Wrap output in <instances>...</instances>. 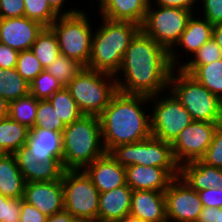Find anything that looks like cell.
<instances>
[{"label":"cell","mask_w":222,"mask_h":222,"mask_svg":"<svg viewBox=\"0 0 222 222\" xmlns=\"http://www.w3.org/2000/svg\"><path fill=\"white\" fill-rule=\"evenodd\" d=\"M172 70L169 52L140 29L131 40L120 70L114 76L117 90L126 94L156 96L168 90ZM119 76L123 77L122 80Z\"/></svg>","instance_id":"6da1fadb"},{"label":"cell","mask_w":222,"mask_h":222,"mask_svg":"<svg viewBox=\"0 0 222 222\" xmlns=\"http://www.w3.org/2000/svg\"><path fill=\"white\" fill-rule=\"evenodd\" d=\"M147 102L149 103L147 96L120 91L114 94L99 115L106 153L117 145L142 141L152 136L150 113L143 108L148 105Z\"/></svg>","instance_id":"7a4b0ae2"},{"label":"cell","mask_w":222,"mask_h":222,"mask_svg":"<svg viewBox=\"0 0 222 222\" xmlns=\"http://www.w3.org/2000/svg\"><path fill=\"white\" fill-rule=\"evenodd\" d=\"M102 23L92 35L91 56L86 68L116 75L125 52L141 26L100 16Z\"/></svg>","instance_id":"3957f363"},{"label":"cell","mask_w":222,"mask_h":222,"mask_svg":"<svg viewBox=\"0 0 222 222\" xmlns=\"http://www.w3.org/2000/svg\"><path fill=\"white\" fill-rule=\"evenodd\" d=\"M63 158L65 170H83L106 151L102 143L99 116L83 115L66 125L62 132Z\"/></svg>","instance_id":"277c9868"},{"label":"cell","mask_w":222,"mask_h":222,"mask_svg":"<svg viewBox=\"0 0 222 222\" xmlns=\"http://www.w3.org/2000/svg\"><path fill=\"white\" fill-rule=\"evenodd\" d=\"M168 91L184 106L193 120L222 122V100L182 69L172 70Z\"/></svg>","instance_id":"5b68a950"},{"label":"cell","mask_w":222,"mask_h":222,"mask_svg":"<svg viewBox=\"0 0 222 222\" xmlns=\"http://www.w3.org/2000/svg\"><path fill=\"white\" fill-rule=\"evenodd\" d=\"M66 87L80 111L84 115L94 116L104 111L118 91L114 75L86 67Z\"/></svg>","instance_id":"8992f818"},{"label":"cell","mask_w":222,"mask_h":222,"mask_svg":"<svg viewBox=\"0 0 222 222\" xmlns=\"http://www.w3.org/2000/svg\"><path fill=\"white\" fill-rule=\"evenodd\" d=\"M84 10L59 16L50 26L56 35L61 55L88 65L91 56L93 24Z\"/></svg>","instance_id":"52a82bcc"},{"label":"cell","mask_w":222,"mask_h":222,"mask_svg":"<svg viewBox=\"0 0 222 222\" xmlns=\"http://www.w3.org/2000/svg\"><path fill=\"white\" fill-rule=\"evenodd\" d=\"M108 153L123 167L136 164L154 166L164 168L173 178L180 175V165L175 160L172 145L153 136L117 145Z\"/></svg>","instance_id":"ba28073f"},{"label":"cell","mask_w":222,"mask_h":222,"mask_svg":"<svg viewBox=\"0 0 222 222\" xmlns=\"http://www.w3.org/2000/svg\"><path fill=\"white\" fill-rule=\"evenodd\" d=\"M64 210L80 220H97L100 193L83 170L62 176Z\"/></svg>","instance_id":"9c48e42d"},{"label":"cell","mask_w":222,"mask_h":222,"mask_svg":"<svg viewBox=\"0 0 222 222\" xmlns=\"http://www.w3.org/2000/svg\"><path fill=\"white\" fill-rule=\"evenodd\" d=\"M149 102L153 103L150 119L151 134L154 138L172 144L181 131L194 121L170 91H166V95L164 92L149 97Z\"/></svg>","instance_id":"30bf717a"},{"label":"cell","mask_w":222,"mask_h":222,"mask_svg":"<svg viewBox=\"0 0 222 222\" xmlns=\"http://www.w3.org/2000/svg\"><path fill=\"white\" fill-rule=\"evenodd\" d=\"M147 10L141 29L170 52L179 42L193 12L152 4Z\"/></svg>","instance_id":"8fae6325"},{"label":"cell","mask_w":222,"mask_h":222,"mask_svg":"<svg viewBox=\"0 0 222 222\" xmlns=\"http://www.w3.org/2000/svg\"><path fill=\"white\" fill-rule=\"evenodd\" d=\"M222 122L194 120L171 144L176 162L182 164L200 160L212 142L214 132Z\"/></svg>","instance_id":"7c38bea8"},{"label":"cell","mask_w":222,"mask_h":222,"mask_svg":"<svg viewBox=\"0 0 222 222\" xmlns=\"http://www.w3.org/2000/svg\"><path fill=\"white\" fill-rule=\"evenodd\" d=\"M167 222H196L203 204L198 192L180 176L174 178L164 191Z\"/></svg>","instance_id":"4fadbf2b"},{"label":"cell","mask_w":222,"mask_h":222,"mask_svg":"<svg viewBox=\"0 0 222 222\" xmlns=\"http://www.w3.org/2000/svg\"><path fill=\"white\" fill-rule=\"evenodd\" d=\"M197 16L198 15L196 13L191 16L179 42L169 52V60L173 69H178L183 66V61L180 62L179 60V58H181V53L185 52L183 56L190 54L187 56V58H191L206 42L210 41L213 37V25L205 18ZM177 47L181 48V53Z\"/></svg>","instance_id":"5bb4252c"},{"label":"cell","mask_w":222,"mask_h":222,"mask_svg":"<svg viewBox=\"0 0 222 222\" xmlns=\"http://www.w3.org/2000/svg\"><path fill=\"white\" fill-rule=\"evenodd\" d=\"M23 200L47 217L64 210L62 179L26 182Z\"/></svg>","instance_id":"9a60e30c"},{"label":"cell","mask_w":222,"mask_h":222,"mask_svg":"<svg viewBox=\"0 0 222 222\" xmlns=\"http://www.w3.org/2000/svg\"><path fill=\"white\" fill-rule=\"evenodd\" d=\"M43 28V25L26 16L0 19V43L19 52L31 50Z\"/></svg>","instance_id":"2e32d148"},{"label":"cell","mask_w":222,"mask_h":222,"mask_svg":"<svg viewBox=\"0 0 222 222\" xmlns=\"http://www.w3.org/2000/svg\"><path fill=\"white\" fill-rule=\"evenodd\" d=\"M14 155L26 182L57 181L62 179L65 172L59 159L36 161L26 145L21 146Z\"/></svg>","instance_id":"e0dca14e"},{"label":"cell","mask_w":222,"mask_h":222,"mask_svg":"<svg viewBox=\"0 0 222 222\" xmlns=\"http://www.w3.org/2000/svg\"><path fill=\"white\" fill-rule=\"evenodd\" d=\"M83 171L91 179L99 193L110 191L126 184L125 167L119 164L109 153H105Z\"/></svg>","instance_id":"ac0fdd59"},{"label":"cell","mask_w":222,"mask_h":222,"mask_svg":"<svg viewBox=\"0 0 222 222\" xmlns=\"http://www.w3.org/2000/svg\"><path fill=\"white\" fill-rule=\"evenodd\" d=\"M126 184L134 190L164 192L174 179L164 168L144 165L125 167Z\"/></svg>","instance_id":"d6986e66"},{"label":"cell","mask_w":222,"mask_h":222,"mask_svg":"<svg viewBox=\"0 0 222 222\" xmlns=\"http://www.w3.org/2000/svg\"><path fill=\"white\" fill-rule=\"evenodd\" d=\"M25 145L39 162L63 158L62 132L46 128H32Z\"/></svg>","instance_id":"ffe728a7"},{"label":"cell","mask_w":222,"mask_h":222,"mask_svg":"<svg viewBox=\"0 0 222 222\" xmlns=\"http://www.w3.org/2000/svg\"><path fill=\"white\" fill-rule=\"evenodd\" d=\"M129 214L144 222H167L164 192L134 190Z\"/></svg>","instance_id":"44dd1931"},{"label":"cell","mask_w":222,"mask_h":222,"mask_svg":"<svg viewBox=\"0 0 222 222\" xmlns=\"http://www.w3.org/2000/svg\"><path fill=\"white\" fill-rule=\"evenodd\" d=\"M152 0H102L99 15L109 20L128 21L142 26Z\"/></svg>","instance_id":"7402d4cb"},{"label":"cell","mask_w":222,"mask_h":222,"mask_svg":"<svg viewBox=\"0 0 222 222\" xmlns=\"http://www.w3.org/2000/svg\"><path fill=\"white\" fill-rule=\"evenodd\" d=\"M133 190L127 185L100 193L98 222H113L130 213Z\"/></svg>","instance_id":"603a6c76"},{"label":"cell","mask_w":222,"mask_h":222,"mask_svg":"<svg viewBox=\"0 0 222 222\" xmlns=\"http://www.w3.org/2000/svg\"><path fill=\"white\" fill-rule=\"evenodd\" d=\"M179 176L197 192L222 187V168L209 166L201 160L182 164Z\"/></svg>","instance_id":"cb8c5ba5"},{"label":"cell","mask_w":222,"mask_h":222,"mask_svg":"<svg viewBox=\"0 0 222 222\" xmlns=\"http://www.w3.org/2000/svg\"><path fill=\"white\" fill-rule=\"evenodd\" d=\"M25 184L15 155L0 153V194L13 199L23 197Z\"/></svg>","instance_id":"d4e9b609"},{"label":"cell","mask_w":222,"mask_h":222,"mask_svg":"<svg viewBox=\"0 0 222 222\" xmlns=\"http://www.w3.org/2000/svg\"><path fill=\"white\" fill-rule=\"evenodd\" d=\"M30 129L9 116L0 119V153L14 154L25 145Z\"/></svg>","instance_id":"484cf974"},{"label":"cell","mask_w":222,"mask_h":222,"mask_svg":"<svg viewBox=\"0 0 222 222\" xmlns=\"http://www.w3.org/2000/svg\"><path fill=\"white\" fill-rule=\"evenodd\" d=\"M31 51L46 69L58 56L60 48L55 33L50 27H44L32 44Z\"/></svg>","instance_id":"4316f807"},{"label":"cell","mask_w":222,"mask_h":222,"mask_svg":"<svg viewBox=\"0 0 222 222\" xmlns=\"http://www.w3.org/2000/svg\"><path fill=\"white\" fill-rule=\"evenodd\" d=\"M30 93V84L22 78L17 69L0 68V96L8 102Z\"/></svg>","instance_id":"83f0119b"},{"label":"cell","mask_w":222,"mask_h":222,"mask_svg":"<svg viewBox=\"0 0 222 222\" xmlns=\"http://www.w3.org/2000/svg\"><path fill=\"white\" fill-rule=\"evenodd\" d=\"M48 101L56 110L58 118L65 125L71 124L84 115L80 111L76 101L71 97V93L66 86L55 92Z\"/></svg>","instance_id":"f1b7e54d"},{"label":"cell","mask_w":222,"mask_h":222,"mask_svg":"<svg viewBox=\"0 0 222 222\" xmlns=\"http://www.w3.org/2000/svg\"><path fill=\"white\" fill-rule=\"evenodd\" d=\"M37 107L38 100L29 93L9 102L8 116L28 129H32L36 120Z\"/></svg>","instance_id":"f546056e"},{"label":"cell","mask_w":222,"mask_h":222,"mask_svg":"<svg viewBox=\"0 0 222 222\" xmlns=\"http://www.w3.org/2000/svg\"><path fill=\"white\" fill-rule=\"evenodd\" d=\"M191 76L222 100V59L199 66Z\"/></svg>","instance_id":"4dcf8cb0"},{"label":"cell","mask_w":222,"mask_h":222,"mask_svg":"<svg viewBox=\"0 0 222 222\" xmlns=\"http://www.w3.org/2000/svg\"><path fill=\"white\" fill-rule=\"evenodd\" d=\"M222 59V48L213 40L206 42L192 58L183 62L180 68L185 73L192 74L199 66L211 64Z\"/></svg>","instance_id":"1f68e13d"},{"label":"cell","mask_w":222,"mask_h":222,"mask_svg":"<svg viewBox=\"0 0 222 222\" xmlns=\"http://www.w3.org/2000/svg\"><path fill=\"white\" fill-rule=\"evenodd\" d=\"M83 68L84 67L76 60L60 54V56L44 70L64 86H67Z\"/></svg>","instance_id":"d6a6232c"},{"label":"cell","mask_w":222,"mask_h":222,"mask_svg":"<svg viewBox=\"0 0 222 222\" xmlns=\"http://www.w3.org/2000/svg\"><path fill=\"white\" fill-rule=\"evenodd\" d=\"M25 16L37 21L44 27H50L59 15L50 7L47 0H23Z\"/></svg>","instance_id":"836d02e7"},{"label":"cell","mask_w":222,"mask_h":222,"mask_svg":"<svg viewBox=\"0 0 222 222\" xmlns=\"http://www.w3.org/2000/svg\"><path fill=\"white\" fill-rule=\"evenodd\" d=\"M66 125L58 118L56 110L48 100H38L36 120L33 128H46L63 132Z\"/></svg>","instance_id":"e575fe53"},{"label":"cell","mask_w":222,"mask_h":222,"mask_svg":"<svg viewBox=\"0 0 222 222\" xmlns=\"http://www.w3.org/2000/svg\"><path fill=\"white\" fill-rule=\"evenodd\" d=\"M64 85L55 77L43 70L31 83L30 94L37 100H48L55 92Z\"/></svg>","instance_id":"d590c367"},{"label":"cell","mask_w":222,"mask_h":222,"mask_svg":"<svg viewBox=\"0 0 222 222\" xmlns=\"http://www.w3.org/2000/svg\"><path fill=\"white\" fill-rule=\"evenodd\" d=\"M16 69L29 84L44 70L31 50L19 52Z\"/></svg>","instance_id":"8d00e7d4"},{"label":"cell","mask_w":222,"mask_h":222,"mask_svg":"<svg viewBox=\"0 0 222 222\" xmlns=\"http://www.w3.org/2000/svg\"><path fill=\"white\" fill-rule=\"evenodd\" d=\"M200 160L209 166L222 168V123L218 124L212 142Z\"/></svg>","instance_id":"74e56055"},{"label":"cell","mask_w":222,"mask_h":222,"mask_svg":"<svg viewBox=\"0 0 222 222\" xmlns=\"http://www.w3.org/2000/svg\"><path fill=\"white\" fill-rule=\"evenodd\" d=\"M23 197L7 198L0 194V222H19Z\"/></svg>","instance_id":"f35d334b"},{"label":"cell","mask_w":222,"mask_h":222,"mask_svg":"<svg viewBox=\"0 0 222 222\" xmlns=\"http://www.w3.org/2000/svg\"><path fill=\"white\" fill-rule=\"evenodd\" d=\"M199 3L203 4L198 6L199 9L203 6L200 9L202 15L201 13L197 15L205 18L212 25L222 22V0H201Z\"/></svg>","instance_id":"ab89813d"},{"label":"cell","mask_w":222,"mask_h":222,"mask_svg":"<svg viewBox=\"0 0 222 222\" xmlns=\"http://www.w3.org/2000/svg\"><path fill=\"white\" fill-rule=\"evenodd\" d=\"M25 16L23 0H0V19Z\"/></svg>","instance_id":"60d3db41"},{"label":"cell","mask_w":222,"mask_h":222,"mask_svg":"<svg viewBox=\"0 0 222 222\" xmlns=\"http://www.w3.org/2000/svg\"><path fill=\"white\" fill-rule=\"evenodd\" d=\"M198 196L203 207L222 208V187L198 191Z\"/></svg>","instance_id":"b9f144b4"},{"label":"cell","mask_w":222,"mask_h":222,"mask_svg":"<svg viewBox=\"0 0 222 222\" xmlns=\"http://www.w3.org/2000/svg\"><path fill=\"white\" fill-rule=\"evenodd\" d=\"M19 51L0 43V68L14 69L17 66Z\"/></svg>","instance_id":"7bdbcfd3"},{"label":"cell","mask_w":222,"mask_h":222,"mask_svg":"<svg viewBox=\"0 0 222 222\" xmlns=\"http://www.w3.org/2000/svg\"><path fill=\"white\" fill-rule=\"evenodd\" d=\"M19 222H46L45 216L38 208L22 200Z\"/></svg>","instance_id":"ee69618b"},{"label":"cell","mask_w":222,"mask_h":222,"mask_svg":"<svg viewBox=\"0 0 222 222\" xmlns=\"http://www.w3.org/2000/svg\"><path fill=\"white\" fill-rule=\"evenodd\" d=\"M199 0H155L153 4L167 8H181L195 13L199 8L195 5L199 4ZM196 8V9H195Z\"/></svg>","instance_id":"f6af8a7d"},{"label":"cell","mask_w":222,"mask_h":222,"mask_svg":"<svg viewBox=\"0 0 222 222\" xmlns=\"http://www.w3.org/2000/svg\"><path fill=\"white\" fill-rule=\"evenodd\" d=\"M196 222H222V208L203 207Z\"/></svg>","instance_id":"bcb514c9"},{"label":"cell","mask_w":222,"mask_h":222,"mask_svg":"<svg viewBox=\"0 0 222 222\" xmlns=\"http://www.w3.org/2000/svg\"><path fill=\"white\" fill-rule=\"evenodd\" d=\"M50 7L59 15V16H63V15H72L75 14L77 12H79L82 9H77L75 7H72L71 9L69 8H65V10L63 9L64 3L67 2V0H47ZM64 10V11H63Z\"/></svg>","instance_id":"7dc6e473"},{"label":"cell","mask_w":222,"mask_h":222,"mask_svg":"<svg viewBox=\"0 0 222 222\" xmlns=\"http://www.w3.org/2000/svg\"><path fill=\"white\" fill-rule=\"evenodd\" d=\"M79 220L73 217L66 210H62L58 213H55L47 217L46 222H78Z\"/></svg>","instance_id":"c3c4849f"},{"label":"cell","mask_w":222,"mask_h":222,"mask_svg":"<svg viewBox=\"0 0 222 222\" xmlns=\"http://www.w3.org/2000/svg\"><path fill=\"white\" fill-rule=\"evenodd\" d=\"M212 39L222 48V22L213 25Z\"/></svg>","instance_id":"681fc988"},{"label":"cell","mask_w":222,"mask_h":222,"mask_svg":"<svg viewBox=\"0 0 222 222\" xmlns=\"http://www.w3.org/2000/svg\"><path fill=\"white\" fill-rule=\"evenodd\" d=\"M9 102L0 96V119L8 116Z\"/></svg>","instance_id":"f907efd6"},{"label":"cell","mask_w":222,"mask_h":222,"mask_svg":"<svg viewBox=\"0 0 222 222\" xmlns=\"http://www.w3.org/2000/svg\"><path fill=\"white\" fill-rule=\"evenodd\" d=\"M113 222H144L138 217H135L131 214L125 215L124 217L120 218L119 220Z\"/></svg>","instance_id":"816d5d0a"},{"label":"cell","mask_w":222,"mask_h":222,"mask_svg":"<svg viewBox=\"0 0 222 222\" xmlns=\"http://www.w3.org/2000/svg\"><path fill=\"white\" fill-rule=\"evenodd\" d=\"M78 222H98L97 220H80Z\"/></svg>","instance_id":"f5cc1de1"}]
</instances>
